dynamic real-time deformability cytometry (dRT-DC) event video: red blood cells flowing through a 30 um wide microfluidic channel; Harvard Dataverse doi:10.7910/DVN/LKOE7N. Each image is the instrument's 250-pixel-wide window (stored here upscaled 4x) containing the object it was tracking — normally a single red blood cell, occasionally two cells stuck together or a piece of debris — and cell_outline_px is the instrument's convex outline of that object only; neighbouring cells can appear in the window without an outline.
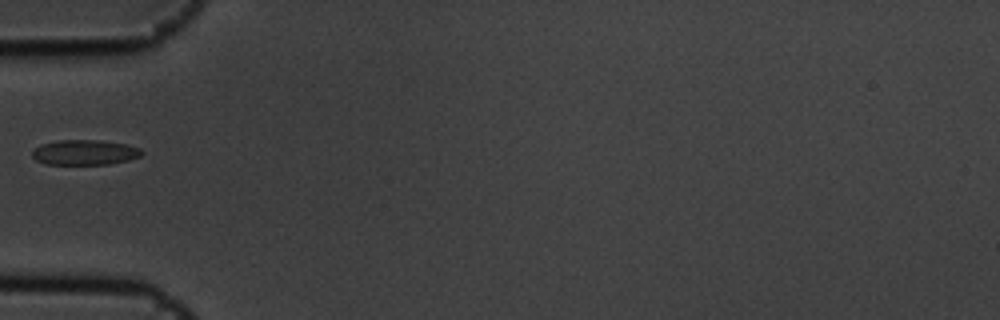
{"species": "common noctule bat (a hibernating species)", "species_latin": "Nyctalus noctula", "temperature_condition": "cold", "stored_images_in_passage": 6, "camera_frame_rate_fps": 3000, "um_per_image_px": 0.085, "animal": {"sex": "male", "body_mass_g": 19.5, "forearm_length_mm": 54.6}, "frame": {"image": 1, "passage_image": 6, "time_ms": 1.667, "image_size_px": [1000, 320], "cell_outline_px": [[144, 152], [140, 156], [128, 160], [108, 164], [44, 164], [36, 160], [32, 156], [32, 152], [40, 144], [56, 140], [100, 140], [128, 144], [140, 148]], "centroid_in_image_um": [7.2, 12.94], "position_along_channel_um": 77.8, "area_um2": 16.13}}